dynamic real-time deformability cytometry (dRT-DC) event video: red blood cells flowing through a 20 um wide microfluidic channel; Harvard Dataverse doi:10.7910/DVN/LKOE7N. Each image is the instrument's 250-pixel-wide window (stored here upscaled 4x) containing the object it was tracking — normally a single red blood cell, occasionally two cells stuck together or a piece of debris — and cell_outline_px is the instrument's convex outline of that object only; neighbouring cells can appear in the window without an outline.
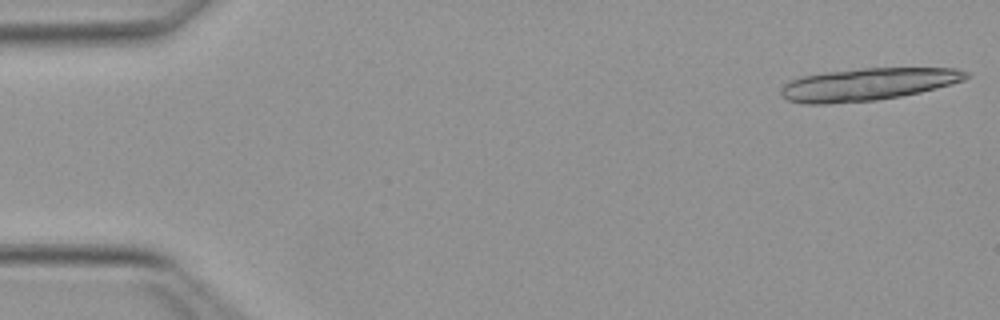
{"species": "Egyptian fruit bat (a non-hibernating species)", "species_latin": "Rousettus aegyptiacus", "temperature_condition": "warm", "stored_images_in_passage": 17, "camera_frame_rate_fps": 3000, "um_per_image_px": 0.085, "animal": {"sex": "female"}, "frame": {"image": 1, "passage_image": 1, "time_ms": 0.0, "image_size_px": [1000, 320], "cell_outline_px": [[968, 76], [964, 80], [936, 88], [920, 92], [900, 96], [876, 100], [824, 104], [804, 104], [788, 100], [780, 96], [780, 88], [788, 80], [800, 76], [824, 72], [860, 68], [956, 68], [968, 72]], "centroid_in_image_um": [73.68, 7.16], "position_along_channel_um": 11.3, "area_um2": 35.14}}